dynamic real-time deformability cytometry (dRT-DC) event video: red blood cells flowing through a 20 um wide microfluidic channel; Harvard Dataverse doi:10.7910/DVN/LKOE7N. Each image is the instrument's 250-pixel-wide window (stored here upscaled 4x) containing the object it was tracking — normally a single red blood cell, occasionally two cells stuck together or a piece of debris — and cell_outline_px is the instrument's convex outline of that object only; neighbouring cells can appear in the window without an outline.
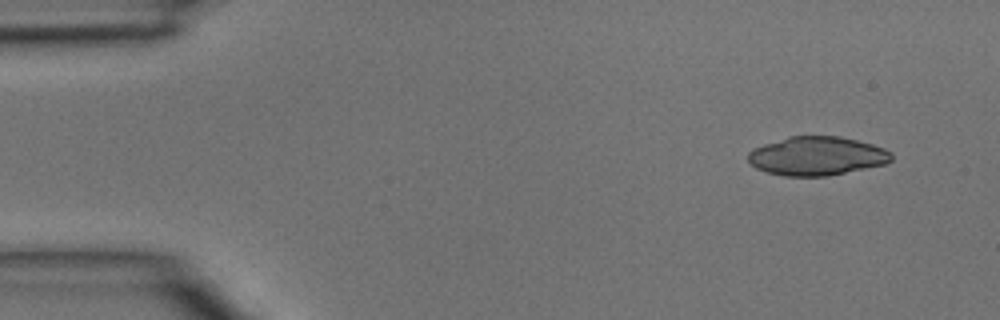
{"species": "common noctule bat (a hibernating species)", "species_latin": "Nyctalus noctula", "temperature_condition": "room temperature", "stored_images_in_passage": 3, "camera_frame_rate_fps": 3000, "um_per_image_px": 0.085, "animal": {"sex": "male", "body_mass_g": 15.6}, "frame": {"image": 1, "passage_image": 1, "time_ms": 0.0, "image_size_px": [1000, 320], "cell_outline_px": [[892, 160], [884, 164], [828, 176], [784, 176], [768, 172], [756, 168], [748, 160], [748, 152], [752, 148], [788, 136], [840, 136], [872, 144], [884, 148], [892, 152]], "centroid_in_image_um": [69.42, 13.25], "position_along_channel_um": 15.6, "area_um2": 32.37}}